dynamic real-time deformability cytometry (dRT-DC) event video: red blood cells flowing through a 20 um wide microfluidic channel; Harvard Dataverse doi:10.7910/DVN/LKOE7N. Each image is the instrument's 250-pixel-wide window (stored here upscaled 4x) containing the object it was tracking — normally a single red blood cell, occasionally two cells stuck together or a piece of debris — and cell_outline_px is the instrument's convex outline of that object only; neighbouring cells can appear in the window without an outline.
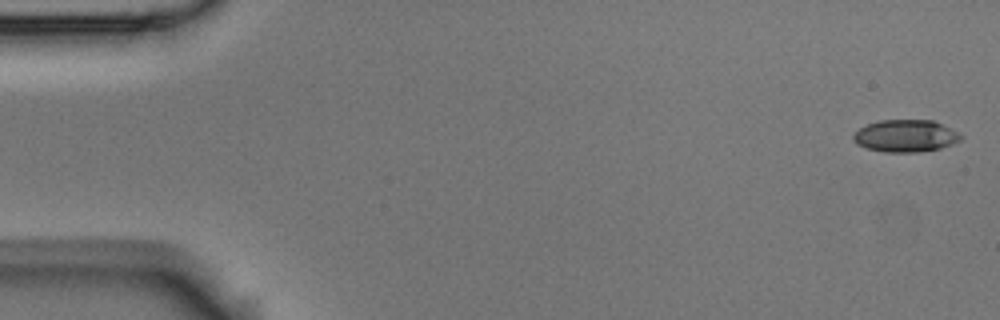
{"species": "Egyptian fruit bat (a non-hibernating species)", "species_latin": "Rousettus aegyptiacus", "temperature_condition": "room temperature", "stored_images_in_passage": 5, "camera_frame_rate_fps": 3000, "um_per_image_px": 0.085, "animal": {"sex": "male"}, "frame": {"image": 1, "passage_image": 1, "time_ms": 0.0, "image_size_px": [1000, 320], "cell_outline_px": [[964, 136], [960, 140], [952, 144], [940, 148], [916, 152], [884, 152], [868, 148], [856, 144], [852, 140], [852, 136], [860, 128], [868, 124], [880, 120], [932, 120]], "centroid_in_image_um": [76.94, 11.55], "position_along_channel_um": 8.1, "area_um2": 19.94}}
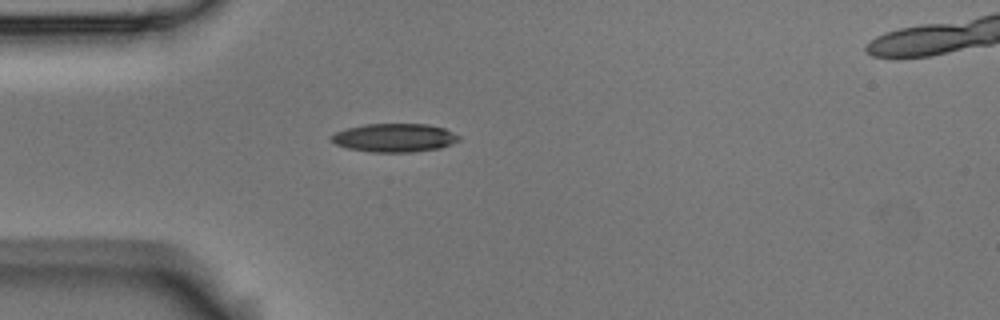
{"frame": {"image": 2, "passage_image": 5, "time_ms": 1.333, "image_size_px": [1000, 320], "cell_outline_px": [[460, 140], [440, 148], [412, 152], [372, 152], [348, 148], [336, 144], [328, 136], [336, 132], [348, 128], [364, 124], [428, 124], [444, 128], [460, 136]], "centroid_in_image_um": [33.53, 11.71], "position_along_channel_um": 51.5, "area_um2": 21.1}}